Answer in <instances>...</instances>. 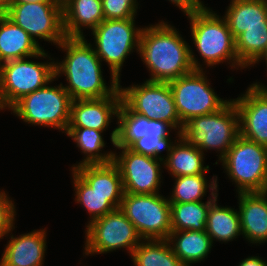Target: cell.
<instances>
[{
	"mask_svg": "<svg viewBox=\"0 0 267 266\" xmlns=\"http://www.w3.org/2000/svg\"><path fill=\"white\" fill-rule=\"evenodd\" d=\"M139 54L151 71L148 81L166 82L203 70L190 46L167 22L142 28Z\"/></svg>",
	"mask_w": 267,
	"mask_h": 266,
	"instance_id": "cell-1",
	"label": "cell"
},
{
	"mask_svg": "<svg viewBox=\"0 0 267 266\" xmlns=\"http://www.w3.org/2000/svg\"><path fill=\"white\" fill-rule=\"evenodd\" d=\"M58 46L66 51V57L55 63V77L65 74L69 85L64 89L72 100L111 96L121 86L118 80H111L110 88L106 85L101 60L85 37H65Z\"/></svg>",
	"mask_w": 267,
	"mask_h": 266,
	"instance_id": "cell-2",
	"label": "cell"
},
{
	"mask_svg": "<svg viewBox=\"0 0 267 266\" xmlns=\"http://www.w3.org/2000/svg\"><path fill=\"white\" fill-rule=\"evenodd\" d=\"M181 136L193 147L220 151L219 160L240 136L239 114L234 101L219 111L196 116L183 124Z\"/></svg>",
	"mask_w": 267,
	"mask_h": 266,
	"instance_id": "cell-3",
	"label": "cell"
},
{
	"mask_svg": "<svg viewBox=\"0 0 267 266\" xmlns=\"http://www.w3.org/2000/svg\"><path fill=\"white\" fill-rule=\"evenodd\" d=\"M191 24V35L196 49L207 66H214L229 60L231 67L245 68L235 50V39L232 36L224 17L207 7L187 16Z\"/></svg>",
	"mask_w": 267,
	"mask_h": 266,
	"instance_id": "cell-4",
	"label": "cell"
},
{
	"mask_svg": "<svg viewBox=\"0 0 267 266\" xmlns=\"http://www.w3.org/2000/svg\"><path fill=\"white\" fill-rule=\"evenodd\" d=\"M220 161L238 193L267 191V146L239 136Z\"/></svg>",
	"mask_w": 267,
	"mask_h": 266,
	"instance_id": "cell-5",
	"label": "cell"
},
{
	"mask_svg": "<svg viewBox=\"0 0 267 266\" xmlns=\"http://www.w3.org/2000/svg\"><path fill=\"white\" fill-rule=\"evenodd\" d=\"M72 99L62 83L44 86L18 100L10 110L28 124L67 132Z\"/></svg>",
	"mask_w": 267,
	"mask_h": 266,
	"instance_id": "cell-6",
	"label": "cell"
},
{
	"mask_svg": "<svg viewBox=\"0 0 267 266\" xmlns=\"http://www.w3.org/2000/svg\"><path fill=\"white\" fill-rule=\"evenodd\" d=\"M55 63L23 59L0 64V110L54 81Z\"/></svg>",
	"mask_w": 267,
	"mask_h": 266,
	"instance_id": "cell-7",
	"label": "cell"
},
{
	"mask_svg": "<svg viewBox=\"0 0 267 266\" xmlns=\"http://www.w3.org/2000/svg\"><path fill=\"white\" fill-rule=\"evenodd\" d=\"M134 18L103 20L92 32L94 51L100 60L108 63L112 80H120L125 58L135 49L139 52L142 29L135 28ZM135 47V48H134Z\"/></svg>",
	"mask_w": 267,
	"mask_h": 266,
	"instance_id": "cell-8",
	"label": "cell"
},
{
	"mask_svg": "<svg viewBox=\"0 0 267 266\" xmlns=\"http://www.w3.org/2000/svg\"><path fill=\"white\" fill-rule=\"evenodd\" d=\"M120 209L145 241L167 239L172 231L170 202L159 193L124 192Z\"/></svg>",
	"mask_w": 267,
	"mask_h": 266,
	"instance_id": "cell-9",
	"label": "cell"
},
{
	"mask_svg": "<svg viewBox=\"0 0 267 266\" xmlns=\"http://www.w3.org/2000/svg\"><path fill=\"white\" fill-rule=\"evenodd\" d=\"M119 89L122 102L132 112L147 119L166 122L173 129H178V137L181 136L183 124L177 113L169 83L146 80L142 85H132L128 88L121 86Z\"/></svg>",
	"mask_w": 267,
	"mask_h": 266,
	"instance_id": "cell-10",
	"label": "cell"
},
{
	"mask_svg": "<svg viewBox=\"0 0 267 266\" xmlns=\"http://www.w3.org/2000/svg\"><path fill=\"white\" fill-rule=\"evenodd\" d=\"M39 45L35 38L55 45L64 40L62 5L55 1L12 2L4 12Z\"/></svg>",
	"mask_w": 267,
	"mask_h": 266,
	"instance_id": "cell-11",
	"label": "cell"
},
{
	"mask_svg": "<svg viewBox=\"0 0 267 266\" xmlns=\"http://www.w3.org/2000/svg\"><path fill=\"white\" fill-rule=\"evenodd\" d=\"M169 85L182 124L193 117L217 112L229 102L217 96L203 70H194Z\"/></svg>",
	"mask_w": 267,
	"mask_h": 266,
	"instance_id": "cell-12",
	"label": "cell"
},
{
	"mask_svg": "<svg viewBox=\"0 0 267 266\" xmlns=\"http://www.w3.org/2000/svg\"><path fill=\"white\" fill-rule=\"evenodd\" d=\"M85 255L125 248L130 254L142 241L132 222L121 209L89 222L86 228Z\"/></svg>",
	"mask_w": 267,
	"mask_h": 266,
	"instance_id": "cell-13",
	"label": "cell"
},
{
	"mask_svg": "<svg viewBox=\"0 0 267 266\" xmlns=\"http://www.w3.org/2000/svg\"><path fill=\"white\" fill-rule=\"evenodd\" d=\"M122 152L114 153L113 162L117 165L125 193L157 194L161 183L159 160L150 156L133 152L127 147H117Z\"/></svg>",
	"mask_w": 267,
	"mask_h": 266,
	"instance_id": "cell-14",
	"label": "cell"
},
{
	"mask_svg": "<svg viewBox=\"0 0 267 266\" xmlns=\"http://www.w3.org/2000/svg\"><path fill=\"white\" fill-rule=\"evenodd\" d=\"M241 96L233 99L239 114L240 136L267 146V88L256 82Z\"/></svg>",
	"mask_w": 267,
	"mask_h": 266,
	"instance_id": "cell-15",
	"label": "cell"
},
{
	"mask_svg": "<svg viewBox=\"0 0 267 266\" xmlns=\"http://www.w3.org/2000/svg\"><path fill=\"white\" fill-rule=\"evenodd\" d=\"M118 127L111 133V141L115 147L129 148L136 140L146 138L169 136V129H173L168 123L146 117L132 112L121 102L117 112Z\"/></svg>",
	"mask_w": 267,
	"mask_h": 266,
	"instance_id": "cell-16",
	"label": "cell"
},
{
	"mask_svg": "<svg viewBox=\"0 0 267 266\" xmlns=\"http://www.w3.org/2000/svg\"><path fill=\"white\" fill-rule=\"evenodd\" d=\"M121 102L122 95L119 88L111 96L104 98L72 100L68 127L104 131L111 123V118L117 116Z\"/></svg>",
	"mask_w": 267,
	"mask_h": 266,
	"instance_id": "cell-17",
	"label": "cell"
},
{
	"mask_svg": "<svg viewBox=\"0 0 267 266\" xmlns=\"http://www.w3.org/2000/svg\"><path fill=\"white\" fill-rule=\"evenodd\" d=\"M239 198V217L241 232L251 243L267 241V191L241 192Z\"/></svg>",
	"mask_w": 267,
	"mask_h": 266,
	"instance_id": "cell-18",
	"label": "cell"
},
{
	"mask_svg": "<svg viewBox=\"0 0 267 266\" xmlns=\"http://www.w3.org/2000/svg\"><path fill=\"white\" fill-rule=\"evenodd\" d=\"M32 57L46 58L47 53L20 26L0 13V64Z\"/></svg>",
	"mask_w": 267,
	"mask_h": 266,
	"instance_id": "cell-19",
	"label": "cell"
},
{
	"mask_svg": "<svg viewBox=\"0 0 267 266\" xmlns=\"http://www.w3.org/2000/svg\"><path fill=\"white\" fill-rule=\"evenodd\" d=\"M46 232L33 230L27 234L10 238L0 266H42L46 251Z\"/></svg>",
	"mask_w": 267,
	"mask_h": 266,
	"instance_id": "cell-20",
	"label": "cell"
},
{
	"mask_svg": "<svg viewBox=\"0 0 267 266\" xmlns=\"http://www.w3.org/2000/svg\"><path fill=\"white\" fill-rule=\"evenodd\" d=\"M62 14L66 37H84L82 26L93 31L105 19L102 0H68Z\"/></svg>",
	"mask_w": 267,
	"mask_h": 266,
	"instance_id": "cell-21",
	"label": "cell"
},
{
	"mask_svg": "<svg viewBox=\"0 0 267 266\" xmlns=\"http://www.w3.org/2000/svg\"><path fill=\"white\" fill-rule=\"evenodd\" d=\"M224 19L234 39L249 27L267 26V0H231Z\"/></svg>",
	"mask_w": 267,
	"mask_h": 266,
	"instance_id": "cell-22",
	"label": "cell"
},
{
	"mask_svg": "<svg viewBox=\"0 0 267 266\" xmlns=\"http://www.w3.org/2000/svg\"><path fill=\"white\" fill-rule=\"evenodd\" d=\"M166 240L173 244L172 251L185 266L205 259L213 246L206 231H171Z\"/></svg>",
	"mask_w": 267,
	"mask_h": 266,
	"instance_id": "cell-23",
	"label": "cell"
},
{
	"mask_svg": "<svg viewBox=\"0 0 267 266\" xmlns=\"http://www.w3.org/2000/svg\"><path fill=\"white\" fill-rule=\"evenodd\" d=\"M73 170L101 195L124 194L121 174L113 161L107 164L82 165Z\"/></svg>",
	"mask_w": 267,
	"mask_h": 266,
	"instance_id": "cell-24",
	"label": "cell"
},
{
	"mask_svg": "<svg viewBox=\"0 0 267 266\" xmlns=\"http://www.w3.org/2000/svg\"><path fill=\"white\" fill-rule=\"evenodd\" d=\"M179 140L163 161L170 174L178 177L208 172L209 166H203L204 153L199 148L191 146L182 136H179Z\"/></svg>",
	"mask_w": 267,
	"mask_h": 266,
	"instance_id": "cell-25",
	"label": "cell"
},
{
	"mask_svg": "<svg viewBox=\"0 0 267 266\" xmlns=\"http://www.w3.org/2000/svg\"><path fill=\"white\" fill-rule=\"evenodd\" d=\"M216 201L217 198L209 206L205 231L212 242L214 239L228 242L242 234L239 212L231 207L217 206Z\"/></svg>",
	"mask_w": 267,
	"mask_h": 266,
	"instance_id": "cell-26",
	"label": "cell"
},
{
	"mask_svg": "<svg viewBox=\"0 0 267 266\" xmlns=\"http://www.w3.org/2000/svg\"><path fill=\"white\" fill-rule=\"evenodd\" d=\"M72 171L74 190H76L75 199L91 214L90 222L120 208L123 195H101L95 192L74 170Z\"/></svg>",
	"mask_w": 267,
	"mask_h": 266,
	"instance_id": "cell-27",
	"label": "cell"
},
{
	"mask_svg": "<svg viewBox=\"0 0 267 266\" xmlns=\"http://www.w3.org/2000/svg\"><path fill=\"white\" fill-rule=\"evenodd\" d=\"M217 197L212 195L206 203H170L172 231H205L209 206Z\"/></svg>",
	"mask_w": 267,
	"mask_h": 266,
	"instance_id": "cell-28",
	"label": "cell"
},
{
	"mask_svg": "<svg viewBox=\"0 0 267 266\" xmlns=\"http://www.w3.org/2000/svg\"><path fill=\"white\" fill-rule=\"evenodd\" d=\"M101 133L103 131H97L92 128L67 127L66 134L73 138L78 148L86 155L85 159L79 162L78 165L72 166V170L82 165L107 164L113 161V152L100 153L101 148L105 146Z\"/></svg>",
	"mask_w": 267,
	"mask_h": 266,
	"instance_id": "cell-29",
	"label": "cell"
},
{
	"mask_svg": "<svg viewBox=\"0 0 267 266\" xmlns=\"http://www.w3.org/2000/svg\"><path fill=\"white\" fill-rule=\"evenodd\" d=\"M141 243L131 254L135 266H185L166 239H150Z\"/></svg>",
	"mask_w": 267,
	"mask_h": 266,
	"instance_id": "cell-30",
	"label": "cell"
},
{
	"mask_svg": "<svg viewBox=\"0 0 267 266\" xmlns=\"http://www.w3.org/2000/svg\"><path fill=\"white\" fill-rule=\"evenodd\" d=\"M174 178L176 182L171 198L168 199L170 203L202 201L203 196L206 195L207 187H210L211 195H218L217 177L214 178V175L210 184H207L204 174L178 176Z\"/></svg>",
	"mask_w": 267,
	"mask_h": 266,
	"instance_id": "cell-31",
	"label": "cell"
},
{
	"mask_svg": "<svg viewBox=\"0 0 267 266\" xmlns=\"http://www.w3.org/2000/svg\"><path fill=\"white\" fill-rule=\"evenodd\" d=\"M266 48L267 26L249 27L235 39L237 57L245 68L254 65Z\"/></svg>",
	"mask_w": 267,
	"mask_h": 266,
	"instance_id": "cell-32",
	"label": "cell"
},
{
	"mask_svg": "<svg viewBox=\"0 0 267 266\" xmlns=\"http://www.w3.org/2000/svg\"><path fill=\"white\" fill-rule=\"evenodd\" d=\"M170 141L171 140L168 138V136L156 138H146V136H144L139 140H136L129 147V149H131L133 152L164 161L165 159L159 156V153L163 150H166L168 156V154L171 152L172 146L174 145L171 144L173 142Z\"/></svg>",
	"mask_w": 267,
	"mask_h": 266,
	"instance_id": "cell-33",
	"label": "cell"
},
{
	"mask_svg": "<svg viewBox=\"0 0 267 266\" xmlns=\"http://www.w3.org/2000/svg\"><path fill=\"white\" fill-rule=\"evenodd\" d=\"M137 0H102L105 20L130 19L137 13Z\"/></svg>",
	"mask_w": 267,
	"mask_h": 266,
	"instance_id": "cell-34",
	"label": "cell"
},
{
	"mask_svg": "<svg viewBox=\"0 0 267 266\" xmlns=\"http://www.w3.org/2000/svg\"><path fill=\"white\" fill-rule=\"evenodd\" d=\"M15 215L16 211L13 201L10 200L5 191H0V239L14 228Z\"/></svg>",
	"mask_w": 267,
	"mask_h": 266,
	"instance_id": "cell-35",
	"label": "cell"
},
{
	"mask_svg": "<svg viewBox=\"0 0 267 266\" xmlns=\"http://www.w3.org/2000/svg\"><path fill=\"white\" fill-rule=\"evenodd\" d=\"M179 6L187 16L204 10L206 7L200 0H169Z\"/></svg>",
	"mask_w": 267,
	"mask_h": 266,
	"instance_id": "cell-36",
	"label": "cell"
},
{
	"mask_svg": "<svg viewBox=\"0 0 267 266\" xmlns=\"http://www.w3.org/2000/svg\"><path fill=\"white\" fill-rule=\"evenodd\" d=\"M239 266H267V263L263 261L260 257L251 256L242 260Z\"/></svg>",
	"mask_w": 267,
	"mask_h": 266,
	"instance_id": "cell-37",
	"label": "cell"
},
{
	"mask_svg": "<svg viewBox=\"0 0 267 266\" xmlns=\"http://www.w3.org/2000/svg\"><path fill=\"white\" fill-rule=\"evenodd\" d=\"M13 0H0V13H4L12 4Z\"/></svg>",
	"mask_w": 267,
	"mask_h": 266,
	"instance_id": "cell-38",
	"label": "cell"
},
{
	"mask_svg": "<svg viewBox=\"0 0 267 266\" xmlns=\"http://www.w3.org/2000/svg\"><path fill=\"white\" fill-rule=\"evenodd\" d=\"M40 1H54V0H13V2H33V3H36V2H40Z\"/></svg>",
	"mask_w": 267,
	"mask_h": 266,
	"instance_id": "cell-39",
	"label": "cell"
},
{
	"mask_svg": "<svg viewBox=\"0 0 267 266\" xmlns=\"http://www.w3.org/2000/svg\"><path fill=\"white\" fill-rule=\"evenodd\" d=\"M264 59H265V61L267 63V48H266L265 52L262 54V56L255 63H257V62H259L261 60H264Z\"/></svg>",
	"mask_w": 267,
	"mask_h": 266,
	"instance_id": "cell-40",
	"label": "cell"
},
{
	"mask_svg": "<svg viewBox=\"0 0 267 266\" xmlns=\"http://www.w3.org/2000/svg\"><path fill=\"white\" fill-rule=\"evenodd\" d=\"M55 2H57V3H59V4H61V5H63V4H65L68 0H54Z\"/></svg>",
	"mask_w": 267,
	"mask_h": 266,
	"instance_id": "cell-41",
	"label": "cell"
}]
</instances>
